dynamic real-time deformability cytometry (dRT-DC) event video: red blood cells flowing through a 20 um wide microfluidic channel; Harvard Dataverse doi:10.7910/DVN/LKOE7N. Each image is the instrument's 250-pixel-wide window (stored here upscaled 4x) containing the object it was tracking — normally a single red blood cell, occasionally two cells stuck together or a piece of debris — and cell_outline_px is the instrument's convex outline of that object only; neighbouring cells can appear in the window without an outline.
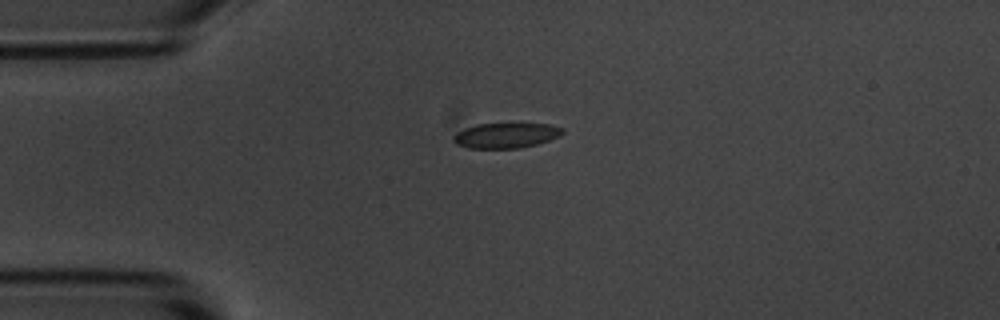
{"species": "common noctule bat (a hibernating species)", "species_latin": "Nyctalus noctula", "temperature_condition": "room temperature", "stored_images_in_passage": 43, "camera_frame_rate_fps": 3000, "um_per_image_px": 0.085, "animal": {"sex": "male", "body_mass_g": 20.1, "forearm_length_mm": 53.5}, "frame": {"image": 1, "passage_image": 1, "time_ms": 0.0, "image_size_px": [1000, 320], "cell_outline_px": [[564, 132], [560, 136], [536, 144], [520, 148], [468, 148], [456, 144], [452, 140], [452, 136], [456, 132], [464, 128], [476, 124], [512, 120], [548, 124], [564, 128]], "centroid_in_image_um": [43.0, 11.45], "position_along_channel_um": 42.0, "area_um2": 17.05}}
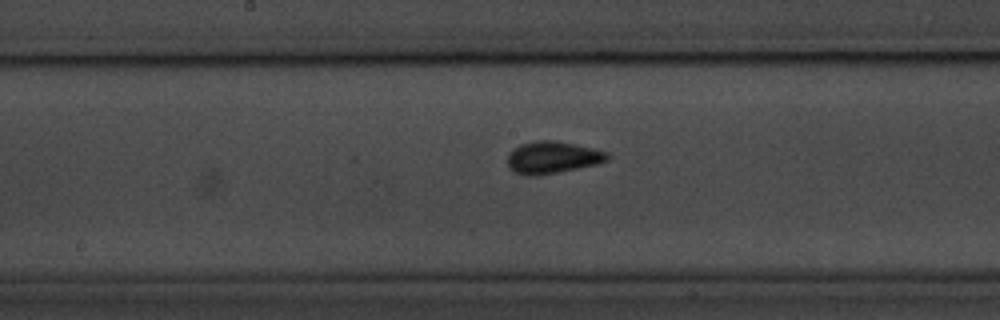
{"frame": {"image": 2, "passage_image": 16, "time_ms": 5.0, "image_size_px": [1000, 320], "cell_outline_px": [[608, 160], [596, 164], [556, 172], [532, 176], [528, 176], [516, 172], [508, 168], [508, 152], [512, 148], [520, 144], [536, 140], [556, 140], [576, 144], [608, 152]], "centroid_in_image_um": [46.92, 13.36], "position_along_channel_um": 201.3, "area_um2": 18.61}}
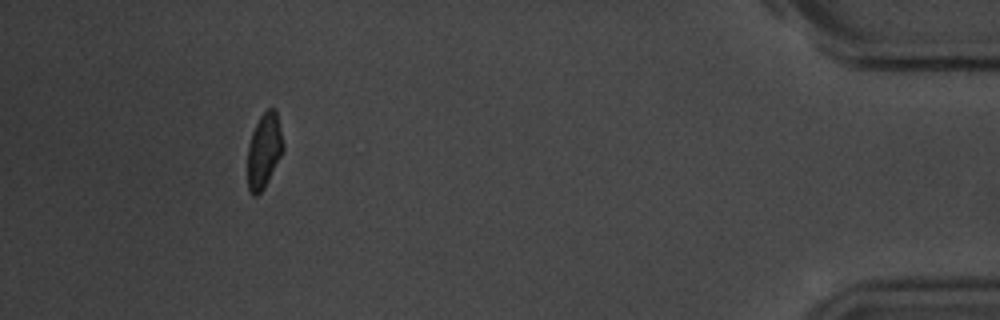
{"frame": {"image": 3, "passage_image": 39, "time_ms": 12.667, "image_size_px": [1000, 320], "cell_outline_px": [[284, 148], [264, 188], [256, 196], [252, 196], [248, 188], [248, 148], [252, 132], [260, 116], [268, 108], [276, 108]], "centroid_in_image_um": [22.44, 12.79], "position_along_channel_um": 412.8, "area_um2": 15.26}, "authors_computed_cell_mechanics": {"area_um2": 16.8198, "velocity_mm_per_s": 3.5888, "shape_relaxation_time_tau1_ms": 2.9952, "shape_relaxation_time_tau2_ms": 0.7718, "deformation_change_tau1": 0.0696, "deformation_change_tau2": 0.0294}}